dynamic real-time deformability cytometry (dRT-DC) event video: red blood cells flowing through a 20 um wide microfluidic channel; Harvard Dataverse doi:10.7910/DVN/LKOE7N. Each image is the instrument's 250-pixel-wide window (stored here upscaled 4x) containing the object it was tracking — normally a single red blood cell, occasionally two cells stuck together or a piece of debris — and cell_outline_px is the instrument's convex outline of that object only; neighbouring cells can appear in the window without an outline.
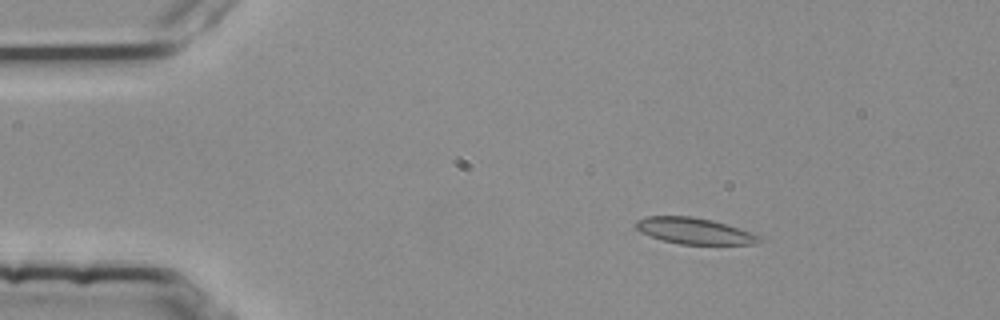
{"species": "common noctule bat (a hibernating species)", "species_latin": "Nyctalus noctula", "temperature_condition": "room temperature", "stored_images_in_passage": 52, "camera_frame_rate_fps": 3000, "um_per_image_px": 0.085, "animal": {"sex": "female", "body_mass_g": 25.1}, "frame": {"image": 1, "passage_image": 8, "time_ms": 2.333, "image_size_px": [1000, 320], "cell_outline_px": [[760, 240], [756, 244], [680, 244], [664, 240], [640, 232], [636, 228], [636, 220], [644, 216], [692, 216], [712, 220], [760, 236]], "centroid_in_image_um": [58.95, 19.62], "position_along_channel_um": 26.0, "area_um2": 18.44}}
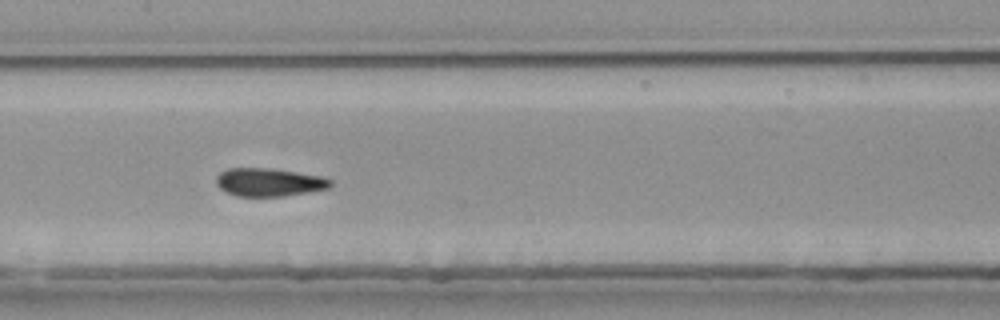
{"frame": {"image": 2, "passage_image": 26, "time_ms": 8.333, "image_size_px": [1000, 320], "cell_outline_px": [[332, 184], [328, 188], [284, 196], [236, 196], [220, 188], [216, 184], [216, 176], [220, 172], [228, 168], [268, 168], [296, 172], [320, 176], [332, 180]], "centroid_in_image_um": [22.84, 15.48], "position_along_channel_um": 184.6, "area_um2": 18.55}}
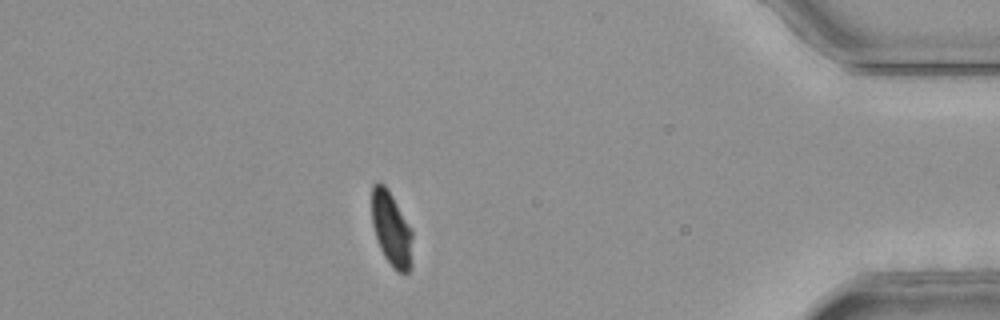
{"frame": {"image": 3, "passage_image": 47, "time_ms": 15.333, "image_size_px": [1000, 320], "cell_outline_px": [[412, 268], [408, 272], [396, 272], [392, 268], [384, 256], [376, 240], [372, 224], [372, 184], [376, 180], [384, 184], [388, 188], [412, 228]], "centroid_in_image_um": [33.28, 19.46], "position_along_channel_um": 401.9, "area_um2": 18.15}, "authors_computed_cell_mechanics": {"area_um2": 19.074, "velocity_mm_per_s": 3.7666, "shape_relaxation_time_tau1_ms": 4.1681, "shape_relaxation_time_tau2_ms": 1.0956, "deformation_change_tau1": 0.1328, "deformation_change_tau2": 0.05}}